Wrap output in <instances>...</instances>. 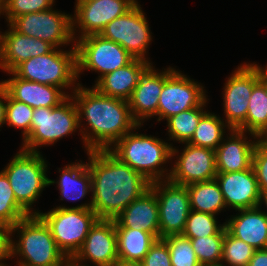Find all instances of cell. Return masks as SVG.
Instances as JSON below:
<instances>
[{
  "label": "cell",
  "mask_w": 267,
  "mask_h": 266,
  "mask_svg": "<svg viewBox=\"0 0 267 266\" xmlns=\"http://www.w3.org/2000/svg\"><path fill=\"white\" fill-rule=\"evenodd\" d=\"M86 154L92 178L91 209L98 219H115L150 189L151 182L109 150H91Z\"/></svg>",
  "instance_id": "cell-1"
},
{
  "label": "cell",
  "mask_w": 267,
  "mask_h": 266,
  "mask_svg": "<svg viewBox=\"0 0 267 266\" xmlns=\"http://www.w3.org/2000/svg\"><path fill=\"white\" fill-rule=\"evenodd\" d=\"M70 94L78 109L80 136L86 152L109 150L139 125L127 100L107 97L93 86L87 88L81 83Z\"/></svg>",
  "instance_id": "cell-2"
},
{
  "label": "cell",
  "mask_w": 267,
  "mask_h": 266,
  "mask_svg": "<svg viewBox=\"0 0 267 266\" xmlns=\"http://www.w3.org/2000/svg\"><path fill=\"white\" fill-rule=\"evenodd\" d=\"M142 126L138 125L131 132L125 134L109 151L151 183L168 180L171 168L168 170L165 164L173 163V143L165 142L157 136L137 133L136 130Z\"/></svg>",
  "instance_id": "cell-3"
},
{
  "label": "cell",
  "mask_w": 267,
  "mask_h": 266,
  "mask_svg": "<svg viewBox=\"0 0 267 266\" xmlns=\"http://www.w3.org/2000/svg\"><path fill=\"white\" fill-rule=\"evenodd\" d=\"M15 234L17 240L13 239ZM11 236V258L19 260L17 266H67L70 263L39 215H28L17 222L11 227Z\"/></svg>",
  "instance_id": "cell-4"
},
{
  "label": "cell",
  "mask_w": 267,
  "mask_h": 266,
  "mask_svg": "<svg viewBox=\"0 0 267 266\" xmlns=\"http://www.w3.org/2000/svg\"><path fill=\"white\" fill-rule=\"evenodd\" d=\"M41 153L19 149L1 170L8 178L17 203L29 215H38L41 212L35 210L33 205L37 203L45 187H49L48 162Z\"/></svg>",
  "instance_id": "cell-5"
},
{
  "label": "cell",
  "mask_w": 267,
  "mask_h": 266,
  "mask_svg": "<svg viewBox=\"0 0 267 266\" xmlns=\"http://www.w3.org/2000/svg\"><path fill=\"white\" fill-rule=\"evenodd\" d=\"M77 206L60 205L38 215L49 227L59 250L70 261L81 248L91 226L98 219L92 201Z\"/></svg>",
  "instance_id": "cell-6"
},
{
  "label": "cell",
  "mask_w": 267,
  "mask_h": 266,
  "mask_svg": "<svg viewBox=\"0 0 267 266\" xmlns=\"http://www.w3.org/2000/svg\"><path fill=\"white\" fill-rule=\"evenodd\" d=\"M13 72L24 80L59 87L68 96L71 94L66 89L72 90V93L80 85L75 44H71L69 50L54 48L48 54L31 57L19 64Z\"/></svg>",
  "instance_id": "cell-7"
},
{
  "label": "cell",
  "mask_w": 267,
  "mask_h": 266,
  "mask_svg": "<svg viewBox=\"0 0 267 266\" xmlns=\"http://www.w3.org/2000/svg\"><path fill=\"white\" fill-rule=\"evenodd\" d=\"M78 128V109L72 96H68L56 107L34 109L30 133L20 149L39 153L42 146H52L63 137L80 133Z\"/></svg>",
  "instance_id": "cell-8"
},
{
  "label": "cell",
  "mask_w": 267,
  "mask_h": 266,
  "mask_svg": "<svg viewBox=\"0 0 267 266\" xmlns=\"http://www.w3.org/2000/svg\"><path fill=\"white\" fill-rule=\"evenodd\" d=\"M259 81V64L254 62L241 63L226 79L222 91L225 116L223 120L231 129L246 132L248 99Z\"/></svg>",
  "instance_id": "cell-9"
},
{
  "label": "cell",
  "mask_w": 267,
  "mask_h": 266,
  "mask_svg": "<svg viewBox=\"0 0 267 266\" xmlns=\"http://www.w3.org/2000/svg\"><path fill=\"white\" fill-rule=\"evenodd\" d=\"M77 77L84 70L98 73L97 82L105 74L129 64L134 57L121 45L99 35H89L75 41Z\"/></svg>",
  "instance_id": "cell-10"
},
{
  "label": "cell",
  "mask_w": 267,
  "mask_h": 266,
  "mask_svg": "<svg viewBox=\"0 0 267 266\" xmlns=\"http://www.w3.org/2000/svg\"><path fill=\"white\" fill-rule=\"evenodd\" d=\"M100 35L121 45L134 58L153 64L147 57L153 41L152 32L139 2L124 15L107 24Z\"/></svg>",
  "instance_id": "cell-11"
},
{
  "label": "cell",
  "mask_w": 267,
  "mask_h": 266,
  "mask_svg": "<svg viewBox=\"0 0 267 266\" xmlns=\"http://www.w3.org/2000/svg\"><path fill=\"white\" fill-rule=\"evenodd\" d=\"M71 15L52 7L16 17L10 25L21 34L46 41L54 48H62L75 44Z\"/></svg>",
  "instance_id": "cell-12"
},
{
  "label": "cell",
  "mask_w": 267,
  "mask_h": 266,
  "mask_svg": "<svg viewBox=\"0 0 267 266\" xmlns=\"http://www.w3.org/2000/svg\"><path fill=\"white\" fill-rule=\"evenodd\" d=\"M75 1L74 15H71L74 41L89 35H99L107 24L124 15L138 2V0Z\"/></svg>",
  "instance_id": "cell-13"
},
{
  "label": "cell",
  "mask_w": 267,
  "mask_h": 266,
  "mask_svg": "<svg viewBox=\"0 0 267 266\" xmlns=\"http://www.w3.org/2000/svg\"><path fill=\"white\" fill-rule=\"evenodd\" d=\"M150 189L158 201L160 239L182 234L191 210L187 186L168 179L152 182Z\"/></svg>",
  "instance_id": "cell-14"
},
{
  "label": "cell",
  "mask_w": 267,
  "mask_h": 266,
  "mask_svg": "<svg viewBox=\"0 0 267 266\" xmlns=\"http://www.w3.org/2000/svg\"><path fill=\"white\" fill-rule=\"evenodd\" d=\"M181 72L175 69L164 81L159 96L156 118L158 122L199 107L208 97L203 84Z\"/></svg>",
  "instance_id": "cell-15"
},
{
  "label": "cell",
  "mask_w": 267,
  "mask_h": 266,
  "mask_svg": "<svg viewBox=\"0 0 267 266\" xmlns=\"http://www.w3.org/2000/svg\"><path fill=\"white\" fill-rule=\"evenodd\" d=\"M114 219H97L79 251L70 260L72 266H114L118 261Z\"/></svg>",
  "instance_id": "cell-16"
},
{
  "label": "cell",
  "mask_w": 267,
  "mask_h": 266,
  "mask_svg": "<svg viewBox=\"0 0 267 266\" xmlns=\"http://www.w3.org/2000/svg\"><path fill=\"white\" fill-rule=\"evenodd\" d=\"M179 151L172 147V164L169 180L175 184L188 186L193 183L215 179L217 175L215 151L193 146L189 143Z\"/></svg>",
  "instance_id": "cell-17"
},
{
  "label": "cell",
  "mask_w": 267,
  "mask_h": 266,
  "mask_svg": "<svg viewBox=\"0 0 267 266\" xmlns=\"http://www.w3.org/2000/svg\"><path fill=\"white\" fill-rule=\"evenodd\" d=\"M175 69L169 66L164 70H158L151 64L141 75L128 100L131 114L139 125H144L145 121L157 116L164 81Z\"/></svg>",
  "instance_id": "cell-18"
},
{
  "label": "cell",
  "mask_w": 267,
  "mask_h": 266,
  "mask_svg": "<svg viewBox=\"0 0 267 266\" xmlns=\"http://www.w3.org/2000/svg\"><path fill=\"white\" fill-rule=\"evenodd\" d=\"M256 144V135L231 129L215 150L217 172L230 173L251 168Z\"/></svg>",
  "instance_id": "cell-19"
},
{
  "label": "cell",
  "mask_w": 267,
  "mask_h": 266,
  "mask_svg": "<svg viewBox=\"0 0 267 266\" xmlns=\"http://www.w3.org/2000/svg\"><path fill=\"white\" fill-rule=\"evenodd\" d=\"M215 179L228 210L237 211L259 205L260 191L252 167L238 172H217Z\"/></svg>",
  "instance_id": "cell-20"
},
{
  "label": "cell",
  "mask_w": 267,
  "mask_h": 266,
  "mask_svg": "<svg viewBox=\"0 0 267 266\" xmlns=\"http://www.w3.org/2000/svg\"><path fill=\"white\" fill-rule=\"evenodd\" d=\"M7 27L5 32L0 31V69L6 74L23 61L48 54L54 49L46 41L17 32L10 24Z\"/></svg>",
  "instance_id": "cell-21"
},
{
  "label": "cell",
  "mask_w": 267,
  "mask_h": 266,
  "mask_svg": "<svg viewBox=\"0 0 267 266\" xmlns=\"http://www.w3.org/2000/svg\"><path fill=\"white\" fill-rule=\"evenodd\" d=\"M12 77L2 80L8 94L15 100L23 102L33 109L58 106L68 95L59 87L19 78L13 71L7 72Z\"/></svg>",
  "instance_id": "cell-22"
},
{
  "label": "cell",
  "mask_w": 267,
  "mask_h": 266,
  "mask_svg": "<svg viewBox=\"0 0 267 266\" xmlns=\"http://www.w3.org/2000/svg\"><path fill=\"white\" fill-rule=\"evenodd\" d=\"M263 207L237 210L236 215L226 219V230L256 250L267 248V215ZM262 210V211H261Z\"/></svg>",
  "instance_id": "cell-23"
},
{
  "label": "cell",
  "mask_w": 267,
  "mask_h": 266,
  "mask_svg": "<svg viewBox=\"0 0 267 266\" xmlns=\"http://www.w3.org/2000/svg\"><path fill=\"white\" fill-rule=\"evenodd\" d=\"M114 221L115 228L143 230L160 239L156 194L149 189L140 198L132 201Z\"/></svg>",
  "instance_id": "cell-24"
},
{
  "label": "cell",
  "mask_w": 267,
  "mask_h": 266,
  "mask_svg": "<svg viewBox=\"0 0 267 266\" xmlns=\"http://www.w3.org/2000/svg\"><path fill=\"white\" fill-rule=\"evenodd\" d=\"M151 65L142 59L134 58L129 64L105 74L93 85L107 97L129 100L143 72Z\"/></svg>",
  "instance_id": "cell-25"
},
{
  "label": "cell",
  "mask_w": 267,
  "mask_h": 266,
  "mask_svg": "<svg viewBox=\"0 0 267 266\" xmlns=\"http://www.w3.org/2000/svg\"><path fill=\"white\" fill-rule=\"evenodd\" d=\"M59 179L49 178V186L57 184L61 201H79L92 192L91 172L88 163L82 160L58 168Z\"/></svg>",
  "instance_id": "cell-26"
},
{
  "label": "cell",
  "mask_w": 267,
  "mask_h": 266,
  "mask_svg": "<svg viewBox=\"0 0 267 266\" xmlns=\"http://www.w3.org/2000/svg\"><path fill=\"white\" fill-rule=\"evenodd\" d=\"M191 210L212 215L227 209L216 179L193 183L187 186Z\"/></svg>",
  "instance_id": "cell-27"
},
{
  "label": "cell",
  "mask_w": 267,
  "mask_h": 266,
  "mask_svg": "<svg viewBox=\"0 0 267 266\" xmlns=\"http://www.w3.org/2000/svg\"><path fill=\"white\" fill-rule=\"evenodd\" d=\"M118 259L142 261L157 238L148 232L130 228H116Z\"/></svg>",
  "instance_id": "cell-28"
},
{
  "label": "cell",
  "mask_w": 267,
  "mask_h": 266,
  "mask_svg": "<svg viewBox=\"0 0 267 266\" xmlns=\"http://www.w3.org/2000/svg\"><path fill=\"white\" fill-rule=\"evenodd\" d=\"M230 130L231 128L219 114L207 110L199 120L195 133L188 143L215 151L225 137L224 135H227L226 132L228 133Z\"/></svg>",
  "instance_id": "cell-29"
},
{
  "label": "cell",
  "mask_w": 267,
  "mask_h": 266,
  "mask_svg": "<svg viewBox=\"0 0 267 266\" xmlns=\"http://www.w3.org/2000/svg\"><path fill=\"white\" fill-rule=\"evenodd\" d=\"M209 98H207L199 107L192 108L190 110L180 112L168 118L167 121V134L169 136L168 141L175 143H188L193 137L195 130L198 126L199 120L207 112L206 104H208ZM205 109V110H204Z\"/></svg>",
  "instance_id": "cell-30"
},
{
  "label": "cell",
  "mask_w": 267,
  "mask_h": 266,
  "mask_svg": "<svg viewBox=\"0 0 267 266\" xmlns=\"http://www.w3.org/2000/svg\"><path fill=\"white\" fill-rule=\"evenodd\" d=\"M248 101L246 132L258 136L267 130V91L260 81L253 87Z\"/></svg>",
  "instance_id": "cell-31"
},
{
  "label": "cell",
  "mask_w": 267,
  "mask_h": 266,
  "mask_svg": "<svg viewBox=\"0 0 267 266\" xmlns=\"http://www.w3.org/2000/svg\"><path fill=\"white\" fill-rule=\"evenodd\" d=\"M216 216L217 215L190 210L181 235L186 238L225 235V223L218 224Z\"/></svg>",
  "instance_id": "cell-32"
},
{
  "label": "cell",
  "mask_w": 267,
  "mask_h": 266,
  "mask_svg": "<svg viewBox=\"0 0 267 266\" xmlns=\"http://www.w3.org/2000/svg\"><path fill=\"white\" fill-rule=\"evenodd\" d=\"M28 215L17 203L7 176L0 171V222L11 228Z\"/></svg>",
  "instance_id": "cell-33"
},
{
  "label": "cell",
  "mask_w": 267,
  "mask_h": 266,
  "mask_svg": "<svg viewBox=\"0 0 267 266\" xmlns=\"http://www.w3.org/2000/svg\"><path fill=\"white\" fill-rule=\"evenodd\" d=\"M225 235L189 238L202 266H220Z\"/></svg>",
  "instance_id": "cell-34"
},
{
  "label": "cell",
  "mask_w": 267,
  "mask_h": 266,
  "mask_svg": "<svg viewBox=\"0 0 267 266\" xmlns=\"http://www.w3.org/2000/svg\"><path fill=\"white\" fill-rule=\"evenodd\" d=\"M255 248L232 236L227 230L225 232L221 266H248L253 257Z\"/></svg>",
  "instance_id": "cell-35"
},
{
  "label": "cell",
  "mask_w": 267,
  "mask_h": 266,
  "mask_svg": "<svg viewBox=\"0 0 267 266\" xmlns=\"http://www.w3.org/2000/svg\"><path fill=\"white\" fill-rule=\"evenodd\" d=\"M168 246L172 266H202L189 238L181 234L162 238Z\"/></svg>",
  "instance_id": "cell-36"
},
{
  "label": "cell",
  "mask_w": 267,
  "mask_h": 266,
  "mask_svg": "<svg viewBox=\"0 0 267 266\" xmlns=\"http://www.w3.org/2000/svg\"><path fill=\"white\" fill-rule=\"evenodd\" d=\"M34 109L29 105L13 99L7 95L5 124L9 127L21 129L22 141H24L29 133Z\"/></svg>",
  "instance_id": "cell-37"
},
{
  "label": "cell",
  "mask_w": 267,
  "mask_h": 266,
  "mask_svg": "<svg viewBox=\"0 0 267 266\" xmlns=\"http://www.w3.org/2000/svg\"><path fill=\"white\" fill-rule=\"evenodd\" d=\"M55 2V0H1V15H4L10 24L21 15L48 10L55 6Z\"/></svg>",
  "instance_id": "cell-38"
},
{
  "label": "cell",
  "mask_w": 267,
  "mask_h": 266,
  "mask_svg": "<svg viewBox=\"0 0 267 266\" xmlns=\"http://www.w3.org/2000/svg\"><path fill=\"white\" fill-rule=\"evenodd\" d=\"M143 266H172L167 243L157 239L142 260Z\"/></svg>",
  "instance_id": "cell-39"
},
{
  "label": "cell",
  "mask_w": 267,
  "mask_h": 266,
  "mask_svg": "<svg viewBox=\"0 0 267 266\" xmlns=\"http://www.w3.org/2000/svg\"><path fill=\"white\" fill-rule=\"evenodd\" d=\"M252 168L260 192L267 191V152L257 143L253 153Z\"/></svg>",
  "instance_id": "cell-40"
},
{
  "label": "cell",
  "mask_w": 267,
  "mask_h": 266,
  "mask_svg": "<svg viewBox=\"0 0 267 266\" xmlns=\"http://www.w3.org/2000/svg\"><path fill=\"white\" fill-rule=\"evenodd\" d=\"M11 228L0 222V266H9L6 260L11 259Z\"/></svg>",
  "instance_id": "cell-41"
},
{
  "label": "cell",
  "mask_w": 267,
  "mask_h": 266,
  "mask_svg": "<svg viewBox=\"0 0 267 266\" xmlns=\"http://www.w3.org/2000/svg\"><path fill=\"white\" fill-rule=\"evenodd\" d=\"M7 95V89L2 80H0V127L5 124Z\"/></svg>",
  "instance_id": "cell-42"
},
{
  "label": "cell",
  "mask_w": 267,
  "mask_h": 266,
  "mask_svg": "<svg viewBox=\"0 0 267 266\" xmlns=\"http://www.w3.org/2000/svg\"><path fill=\"white\" fill-rule=\"evenodd\" d=\"M248 266H267V248L256 250Z\"/></svg>",
  "instance_id": "cell-43"
},
{
  "label": "cell",
  "mask_w": 267,
  "mask_h": 266,
  "mask_svg": "<svg viewBox=\"0 0 267 266\" xmlns=\"http://www.w3.org/2000/svg\"><path fill=\"white\" fill-rule=\"evenodd\" d=\"M257 143L267 152V130L257 136Z\"/></svg>",
  "instance_id": "cell-44"
},
{
  "label": "cell",
  "mask_w": 267,
  "mask_h": 266,
  "mask_svg": "<svg viewBox=\"0 0 267 266\" xmlns=\"http://www.w3.org/2000/svg\"><path fill=\"white\" fill-rule=\"evenodd\" d=\"M114 266H143L142 261H127L119 259Z\"/></svg>",
  "instance_id": "cell-45"
},
{
  "label": "cell",
  "mask_w": 267,
  "mask_h": 266,
  "mask_svg": "<svg viewBox=\"0 0 267 266\" xmlns=\"http://www.w3.org/2000/svg\"><path fill=\"white\" fill-rule=\"evenodd\" d=\"M259 65V79L260 82L265 86L267 91V67H260Z\"/></svg>",
  "instance_id": "cell-46"
},
{
  "label": "cell",
  "mask_w": 267,
  "mask_h": 266,
  "mask_svg": "<svg viewBox=\"0 0 267 266\" xmlns=\"http://www.w3.org/2000/svg\"><path fill=\"white\" fill-rule=\"evenodd\" d=\"M263 204L266 206L265 208L267 209V191L260 192V201L258 206L262 207ZM264 213L267 215V210H264Z\"/></svg>",
  "instance_id": "cell-47"
},
{
  "label": "cell",
  "mask_w": 267,
  "mask_h": 266,
  "mask_svg": "<svg viewBox=\"0 0 267 266\" xmlns=\"http://www.w3.org/2000/svg\"><path fill=\"white\" fill-rule=\"evenodd\" d=\"M0 17H1V0H0Z\"/></svg>",
  "instance_id": "cell-48"
}]
</instances>
